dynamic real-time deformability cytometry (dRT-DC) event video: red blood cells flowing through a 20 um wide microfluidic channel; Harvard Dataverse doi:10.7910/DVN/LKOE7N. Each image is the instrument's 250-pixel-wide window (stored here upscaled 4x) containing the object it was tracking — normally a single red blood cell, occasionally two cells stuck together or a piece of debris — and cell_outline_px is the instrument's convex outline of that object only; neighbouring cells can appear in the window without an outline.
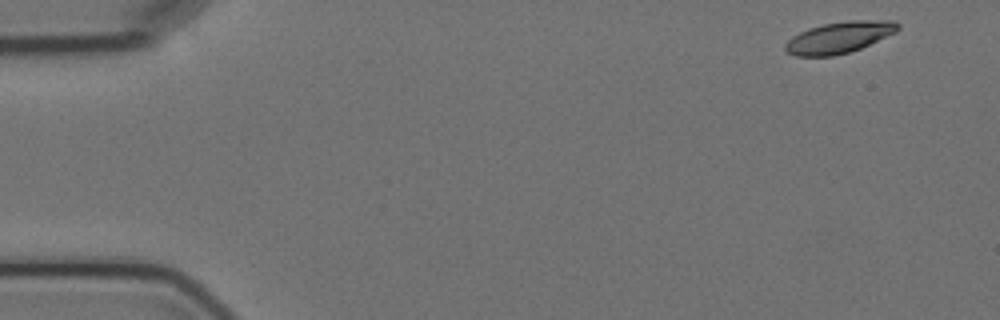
{"species": "Egyptian fruit bat (a non-hibernating species)", "species_latin": "Rousettus aegyptiacus", "temperature_condition": "cold", "stored_images_in_passage": 5, "camera_frame_rate_fps": 3000, "um_per_image_px": 0.085, "animal": {"sex": "female"}, "frame": {"image": 1, "passage_image": 1, "time_ms": 0.0, "image_size_px": [1000, 320], "cell_outline_px": [[900, 28], [896, 32], [860, 48], [848, 52], [832, 56], [796, 56], [788, 52], [784, 48], [784, 44], [792, 36], [808, 28], [824, 24], [848, 20], [896, 20], [900, 24]], "centroid_in_image_um": [71.35, 3.16], "position_along_channel_um": 13.7, "area_um2": 20.58}}